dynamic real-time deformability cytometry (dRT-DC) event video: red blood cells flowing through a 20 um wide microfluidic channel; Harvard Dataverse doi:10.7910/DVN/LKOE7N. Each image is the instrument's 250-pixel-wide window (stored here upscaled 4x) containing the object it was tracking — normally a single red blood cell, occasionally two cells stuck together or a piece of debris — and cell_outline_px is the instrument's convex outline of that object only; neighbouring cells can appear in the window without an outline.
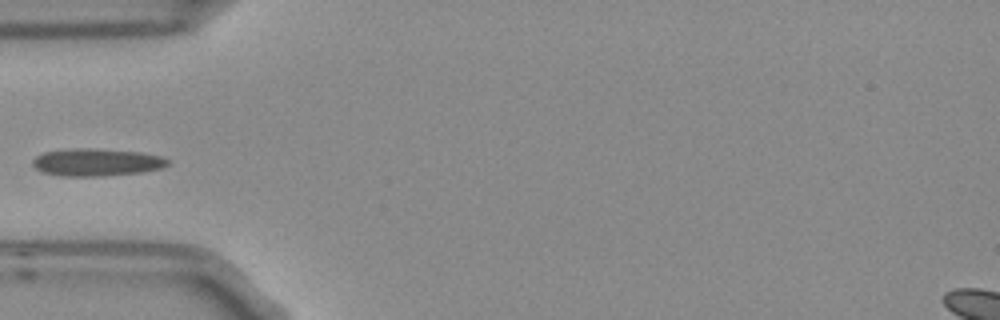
{"species": "Egyptian fruit bat (a non-hibernating species)", "species_latin": "Rousettus aegyptiacus", "temperature_condition": "room temperature", "stored_images_in_passage": 6, "camera_frame_rate_fps": 3000, "um_per_image_px": 0.085, "frame": {"image": 1, "passage_image": 6, "time_ms": 1.667, "image_size_px": [1000, 320], "cell_outline_px": [[168, 164], [164, 168], [144, 172], [104, 176], [60, 176], [40, 172], [32, 164], [32, 160], [36, 156], [44, 152], [76, 148], [92, 148], [140, 152], [160, 156], [168, 160]], "centroid_in_image_um": [8.2, 13.8], "position_along_channel_um": 76.8, "area_um2": 21.79}}